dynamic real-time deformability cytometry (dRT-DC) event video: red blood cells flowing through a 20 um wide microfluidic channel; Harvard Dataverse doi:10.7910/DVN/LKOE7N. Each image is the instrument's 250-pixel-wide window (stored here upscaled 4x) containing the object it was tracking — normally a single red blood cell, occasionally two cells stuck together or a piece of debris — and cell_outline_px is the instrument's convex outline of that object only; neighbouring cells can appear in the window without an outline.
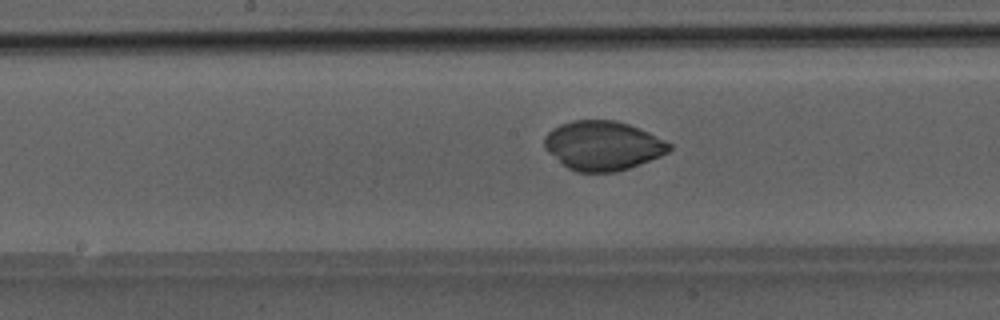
{"species": "Egyptian fruit bat (a non-hibernating species)", "species_latin": "Rousettus aegyptiacus", "temperature_condition": "room temperature", "stored_images_in_passage": 41, "camera_frame_rate_fps": 3000, "um_per_image_px": 0.085, "animal": {"sex": "male"}, "frame": {"image": 1, "passage_image": 18, "time_ms": 5.667, "image_size_px": [1000, 320], "cell_outline_px": [[672, 148], [668, 152], [660, 156], [628, 168], [616, 172], [576, 172], [568, 168], [548, 152], [544, 148], [544, 136], [552, 128], [560, 124], [572, 120], [616, 120], [640, 128], [672, 144]], "centroid_in_image_um": [51.22, 12.37], "position_along_channel_um": 197.0, "area_um2": 35.84}}
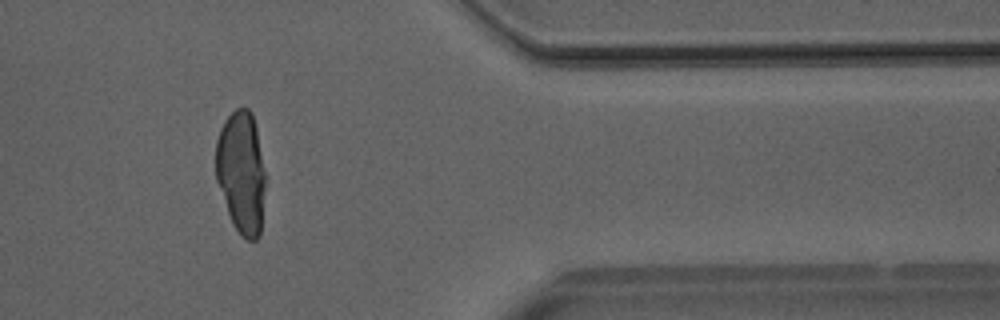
{"frame": {"image": 2, "passage_image": 33, "time_ms": 10.667, "image_size_px": [1000, 320], "cell_outline_px": [[264, 188], [260, 236], [256, 240], [248, 240], [240, 236], [232, 224], [216, 180], [216, 140], [220, 128], [224, 120], [236, 108], [248, 108], [252, 112], [256, 128], [264, 172]], "centroid_in_image_um": [20.49, 14.66], "position_along_channel_um": 390.9, "area_um2": 35.26}}
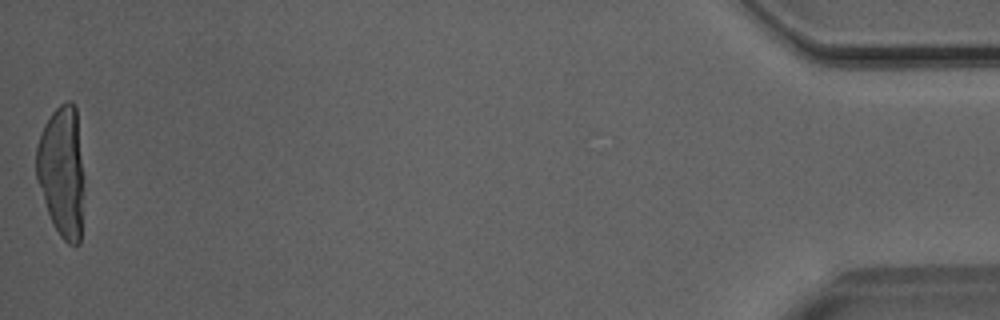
{"frame": {"image": 3, "passage_image": 41, "time_ms": 13.333, "image_size_px": [1000, 320], "cell_outline_px": [[84, 176], [80, 244], [68, 244], [60, 236], [52, 224], [36, 180], [36, 148], [44, 124], [52, 112], [60, 104], [68, 100], [72, 100], [76, 104]], "centroid_in_image_um": [5.27, 14.56], "position_along_channel_um": 429.9, "area_um2": 36.99}}